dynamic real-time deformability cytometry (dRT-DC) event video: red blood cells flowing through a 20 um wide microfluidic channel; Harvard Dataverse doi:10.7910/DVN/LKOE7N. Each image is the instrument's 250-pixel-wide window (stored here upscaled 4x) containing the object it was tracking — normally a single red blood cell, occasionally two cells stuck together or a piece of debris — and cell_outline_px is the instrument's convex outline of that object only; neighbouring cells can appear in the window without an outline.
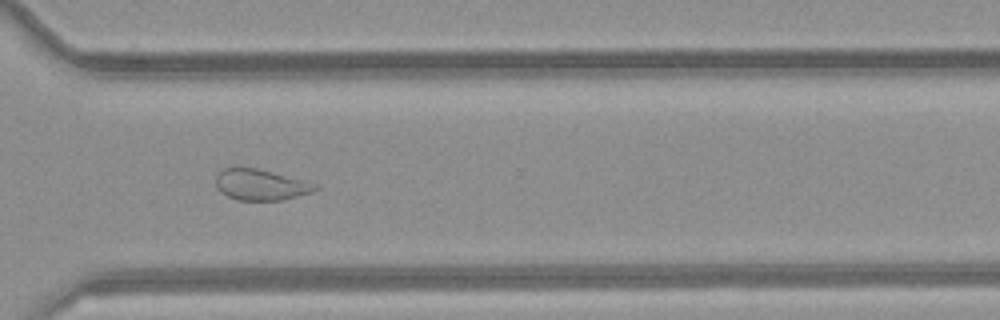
{"species": "common noctule bat (a hibernating species)", "species_latin": "Nyctalus noctula", "temperature_condition": "room temperature", "stored_images_in_passage": 49, "camera_frame_rate_fps": 3000, "um_per_image_px": 0.085, "animal": {"sex": "female", "body_mass_g": 21.9}, "frame": {"image": 1, "passage_image": 35, "time_ms": 11.333, "image_size_px": [1000, 320], "cell_outline_px": [[320, 188], [312, 192], [280, 200], [236, 200], [220, 192], [216, 184], [216, 176], [224, 168], [256, 168], [320, 184]], "centroid_in_image_um": [22.19, 15.71], "position_along_channel_um": 348.4, "area_um2": 17.8}, "authors_computed_cell_mechanics": {"area_um2": 22.253, "velocity_mm_per_s": 4.1147, "shape_relaxation_time_tau1_ms": null, "shape_relaxation_time_tau2_ms": 1.5081, "deformation_change_tau1": null, "deformation_change_tau2": 0.1021}}